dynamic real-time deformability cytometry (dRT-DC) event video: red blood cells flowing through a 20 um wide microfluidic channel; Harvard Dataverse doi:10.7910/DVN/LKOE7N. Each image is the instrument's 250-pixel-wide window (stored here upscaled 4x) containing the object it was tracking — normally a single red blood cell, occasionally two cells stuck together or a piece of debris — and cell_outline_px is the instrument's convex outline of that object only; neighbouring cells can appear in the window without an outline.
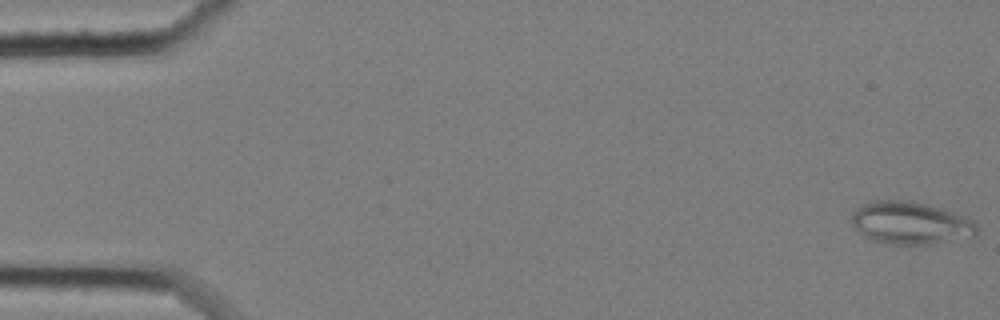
{"species": "common noctule bat (a hibernating species)", "species_latin": "Nyctalus noctula", "temperature_condition": "cold", "stored_images_in_passage": 58, "camera_frame_rate_fps": 3000, "um_per_image_px": 0.085, "animal": {"sex": "female", "body_mass_g": 25.1}, "frame": {"image": 1, "passage_image": 1, "time_ms": 0.0, "image_size_px": [1000, 320], "cell_outline_px": [[976, 236], [928, 244], [896, 244], [872, 240], [864, 236], [852, 224], [852, 216], [868, 200], [900, 200], [924, 204], [940, 208], [964, 216], [972, 220], [976, 224]], "centroid_in_image_um": [77.4, 18.96], "position_along_channel_um": 7.6, "area_um2": 30.4}}
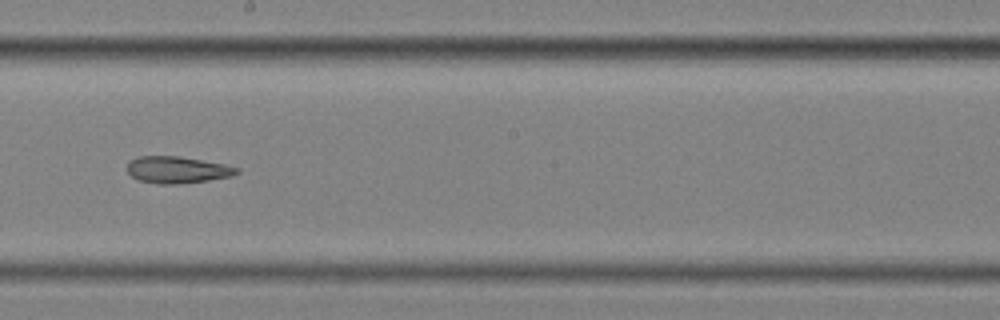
{"frame": {"image": 2, "passage_image": 33, "time_ms": 10.667, "image_size_px": [1000, 320], "cell_outline_px": [[240, 172], [232, 176], [208, 180], [176, 184], [160, 184], [136, 180], [124, 168], [132, 160], [140, 156], [180, 156], [224, 164], [240, 168]], "centroid_in_image_um": [15.06, 14.43], "position_along_channel_um": 233.1, "area_um2": 17.17}}
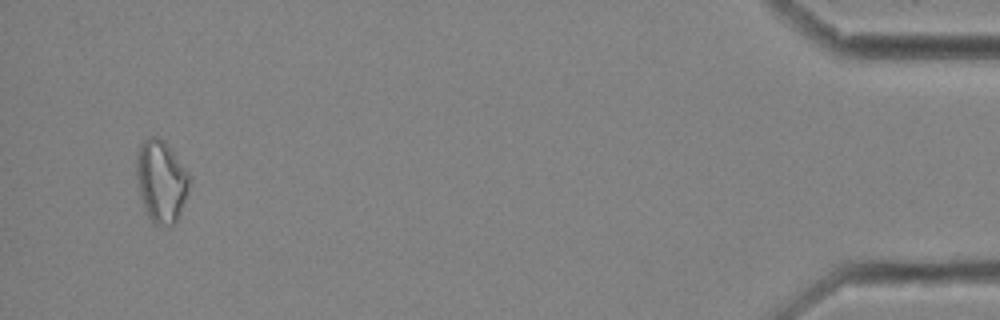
{"frame": {"image": 3, "passage_image": 56, "time_ms": 18.333, "image_size_px": [1000, 320], "cell_outline_px": [[188, 188], [180, 212], [176, 220], [172, 224], [156, 224], [148, 216], [136, 184], [136, 160], [140, 144], [144, 140], [152, 136], [160, 136], [168, 144], [188, 172]], "centroid_in_image_um": [13.66, 15.34], "position_along_channel_um": 421.5, "area_um2": 24.91}, "authors_computed_cell_mechanics": {"area_um2": 21.3282, "velocity_mm_per_s": 3.468, "shape_relaxation_time_tau1_ms": null, "shape_relaxation_time_tau2_ms": 6.5362, "deformation_change_tau1": null, "deformation_change_tau2": 0.1536}}